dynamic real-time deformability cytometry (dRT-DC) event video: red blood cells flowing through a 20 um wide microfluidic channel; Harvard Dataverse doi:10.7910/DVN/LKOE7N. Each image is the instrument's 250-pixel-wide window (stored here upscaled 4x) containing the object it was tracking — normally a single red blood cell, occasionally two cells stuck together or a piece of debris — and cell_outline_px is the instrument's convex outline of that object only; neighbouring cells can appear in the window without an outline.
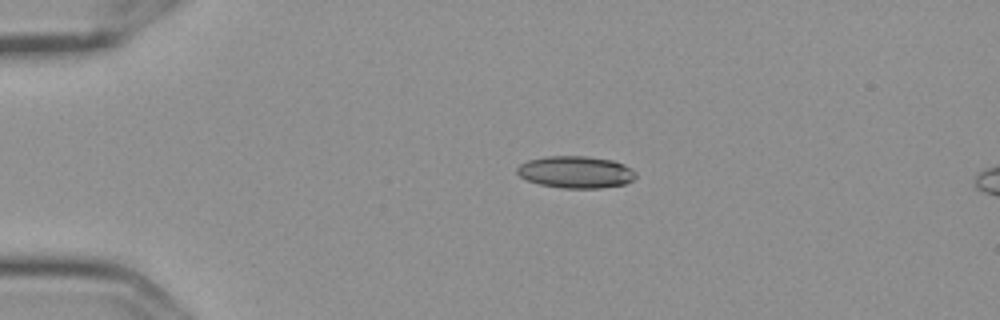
{"species": "Egyptian fruit bat (a non-hibernating species)", "species_latin": "Rousettus aegyptiacus", "temperature_condition": "cold", "stored_images_in_passage": 3, "camera_frame_rate_fps": 3000, "um_per_image_px": 0.085, "frame": {"image": 1, "passage_image": 1, "time_ms": 0.0, "image_size_px": [1000, 320], "cell_outline_px": [[636, 176], [632, 180], [624, 184], [600, 188], [564, 188], [540, 184], [528, 180], [520, 176], [516, 172], [516, 168], [520, 164], [528, 160], [544, 156], [588, 156], [612, 160], [624, 164], [632, 168], [636, 172]], "centroid_in_image_um": [48.94, 14.61], "position_along_channel_um": 36.1, "area_um2": 22.2}}